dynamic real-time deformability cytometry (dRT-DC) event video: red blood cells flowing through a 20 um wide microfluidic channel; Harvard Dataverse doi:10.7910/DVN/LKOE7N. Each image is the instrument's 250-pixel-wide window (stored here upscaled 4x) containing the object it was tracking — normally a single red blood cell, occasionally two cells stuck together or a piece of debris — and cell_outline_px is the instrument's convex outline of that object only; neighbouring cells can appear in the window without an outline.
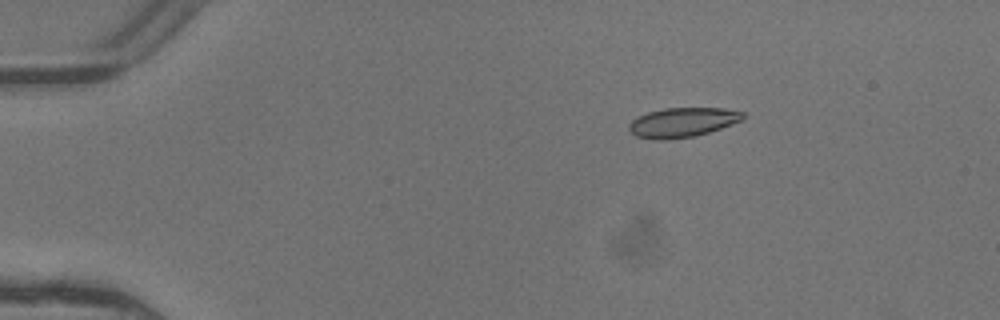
{"species": "common noctule bat (a hibernating species)", "species_latin": "Nyctalus noctula", "temperature_condition": "warm", "stored_images_in_passage": 5, "camera_frame_rate_fps": 3000, "um_per_image_px": 0.085, "animal": {"sex": "female"}, "frame": {"image": 1, "passage_image": 3, "time_ms": 0.667, "image_size_px": [1000, 320], "cell_outline_px": [[744, 120], [696, 136], [664, 140], [656, 140], [636, 136], [628, 128], [628, 124], [636, 116], [648, 112], [664, 108], [724, 108], [744, 112]], "centroid_in_image_um": [58.0, 10.4], "position_along_channel_um": 27.0, "area_um2": 19.71}}